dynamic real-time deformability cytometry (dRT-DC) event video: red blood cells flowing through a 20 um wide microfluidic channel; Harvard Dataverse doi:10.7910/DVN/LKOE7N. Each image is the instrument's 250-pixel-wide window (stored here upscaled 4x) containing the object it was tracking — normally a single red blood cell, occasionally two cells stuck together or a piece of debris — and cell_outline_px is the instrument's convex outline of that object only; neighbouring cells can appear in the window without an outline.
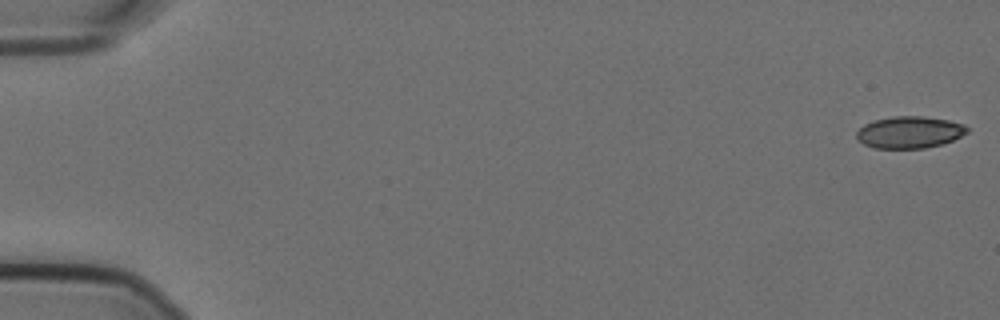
{"species": "Egyptian fruit bat (a non-hibernating species)", "species_latin": "Rousettus aegyptiacus", "temperature_condition": "cold", "stored_images_in_passage": 57, "camera_frame_rate_fps": 3000, "um_per_image_px": 0.085, "animal": {"sex": "female"}, "frame": {"image": 1, "passage_image": 1, "time_ms": 0.0, "image_size_px": [1000, 320], "cell_outline_px": [[968, 132], [944, 144], [924, 148], [872, 148], [864, 144], [856, 136], [856, 132], [864, 124], [872, 120], [892, 116], [920, 116], [948, 120], [964, 124], [968, 128]], "centroid_in_image_um": [77.3, 11.24], "position_along_channel_um": 7.7, "area_um2": 20.58}}
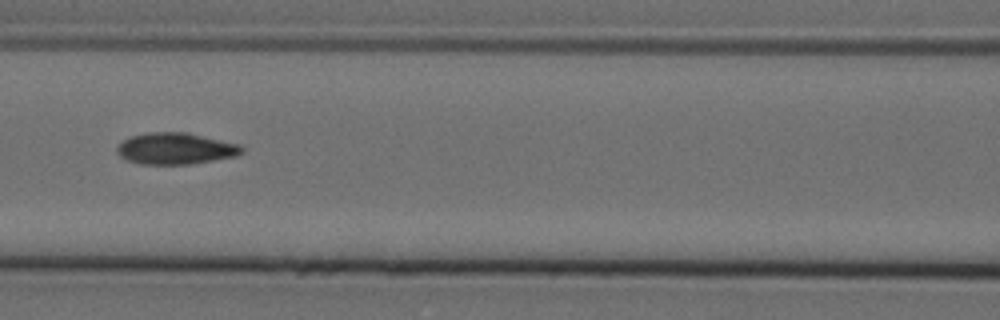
{"frame": {"image": 2, "passage_image": 26, "time_ms": 8.333, "image_size_px": [1000, 320], "cell_outline_px": [[244, 152], [236, 156], [188, 164], [140, 164], [128, 160], [120, 156], [116, 152], [116, 148], [124, 140], [132, 136], [148, 132], [188, 132], [240, 144], [244, 148]], "centroid_in_image_um": [14.94, 12.62], "position_along_channel_um": 151.7, "area_um2": 22.89}}
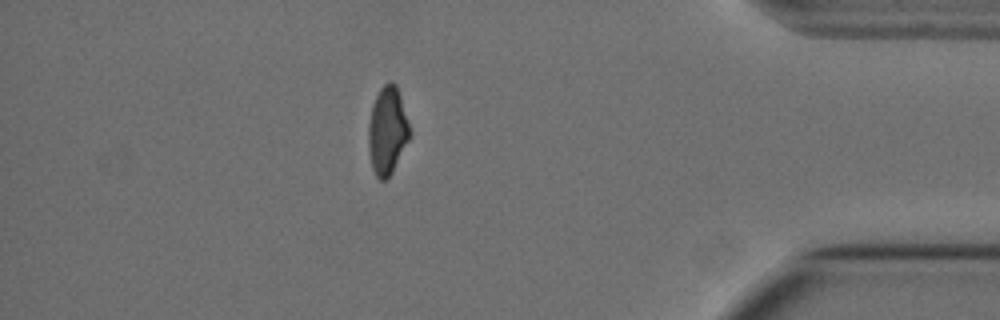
{"frame": {"image": 3, "passage_image": 50, "time_ms": 16.333, "image_size_px": [1000, 320], "cell_outline_px": [[412, 136], [392, 172], [384, 180], [380, 180], [376, 176], [372, 168], [368, 148], [368, 124], [372, 104], [380, 88], [388, 80], [392, 80], [396, 84], [412, 132]], "centroid_in_image_um": [32.94, 11.09], "position_along_channel_um": 402.3, "area_um2": 21.44}, "authors_computed_cell_mechanics": {"area_um2": 22.253, "velocity_mm_per_s": 3.5865, "shape_relaxation_time_tau1_ms": 8.2854, "shape_relaxation_time_tau2_ms": 3.4534, "deformation_change_tau1": 0.1864, "deformation_change_tau2": 0.0789}}